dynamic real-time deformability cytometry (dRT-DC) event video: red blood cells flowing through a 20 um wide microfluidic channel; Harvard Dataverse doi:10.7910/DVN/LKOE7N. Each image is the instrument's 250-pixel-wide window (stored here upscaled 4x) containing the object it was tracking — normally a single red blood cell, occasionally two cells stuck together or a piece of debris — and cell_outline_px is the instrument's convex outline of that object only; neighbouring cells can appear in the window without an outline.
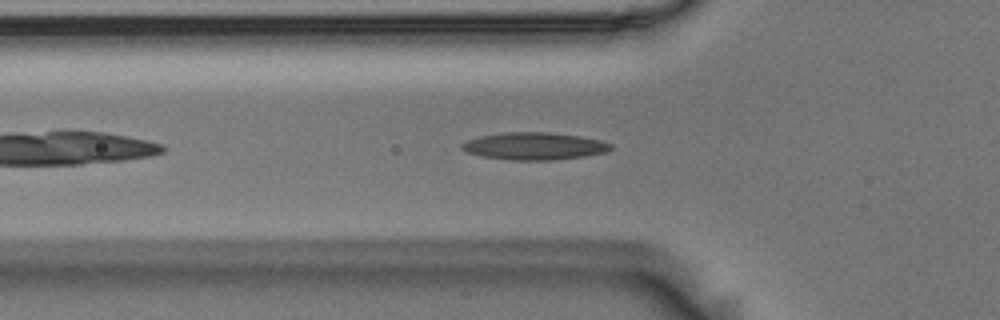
{"species": "Egyptian fruit bat (a non-hibernating species)", "species_latin": "Rousettus aegyptiacus", "temperature_condition": "room temperature", "stored_images_in_passage": 44, "camera_frame_rate_fps": 3000, "um_per_image_px": 0.085, "animal": {"sex": "male"}, "frame": {"image": 1, "passage_image": 6, "time_ms": 1.667, "image_size_px": [1000, 320], "cell_outline_px": [[612, 148], [608, 152], [584, 156], [552, 160], [512, 160], [484, 156], [468, 152], [460, 148], [460, 144], [468, 140], [480, 136], [504, 132], [548, 132], [580, 136], [600, 140], [612, 144]], "centroid_in_image_um": [45.44, 12.41], "position_along_channel_um": 80.4, "area_um2": 23.64}}
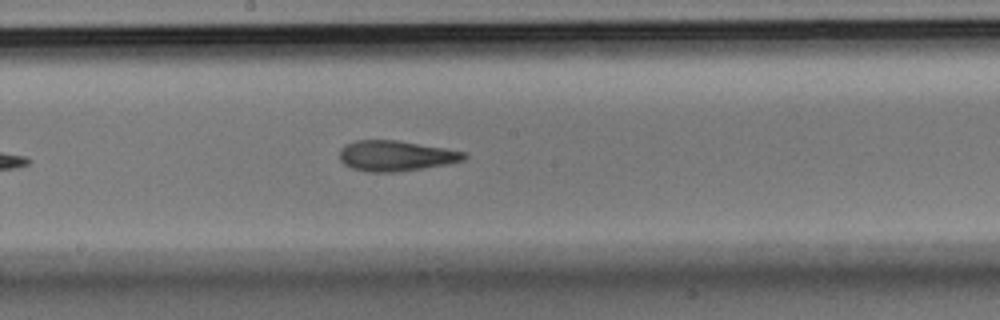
{"frame": {"image": 2, "passage_image": 17, "time_ms": 5.333, "image_size_px": [1000, 320], "cell_outline_px": [[468, 156], [464, 160], [448, 164], [424, 168], [396, 172], [368, 172], [352, 168], [344, 164], [340, 160], [340, 148], [344, 144], [356, 140], [396, 140], [468, 152]], "centroid_in_image_um": [33.65, 13.24], "position_along_channel_um": 214.6, "area_um2": 22.25}}
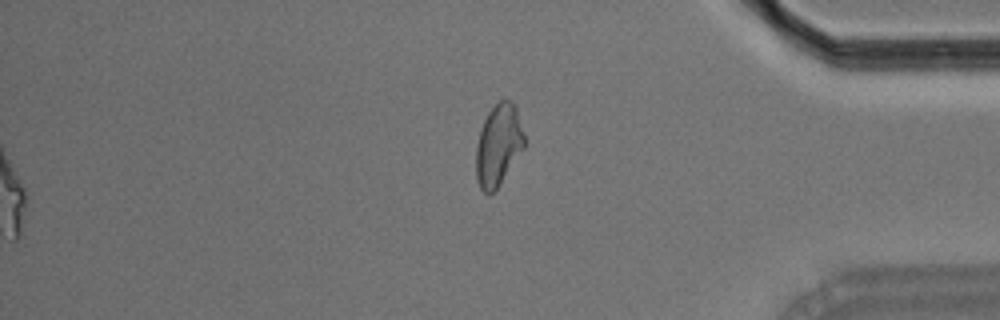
{"frame": {"image": 3, "passage_image": 44, "time_ms": 14.333, "image_size_px": [1000, 320], "cell_outline_px": [[524, 148], [496, 188], [488, 196], [480, 188], [476, 180], [476, 144], [480, 128], [488, 112], [500, 100], [512, 100], [516, 104], [524, 136]], "centroid_in_image_um": [42.35, 12.31], "position_along_channel_um": 392.9, "area_um2": 22.89}, "authors_computed_cell_mechanics": {"area_um2": 22.253, "velocity_mm_per_s": 3.6233, "shape_relaxation_time_tau1_ms": null, "shape_relaxation_time_tau2_ms": 3.2162, "deformation_change_tau1": null, "deformation_change_tau2": 0.129}}